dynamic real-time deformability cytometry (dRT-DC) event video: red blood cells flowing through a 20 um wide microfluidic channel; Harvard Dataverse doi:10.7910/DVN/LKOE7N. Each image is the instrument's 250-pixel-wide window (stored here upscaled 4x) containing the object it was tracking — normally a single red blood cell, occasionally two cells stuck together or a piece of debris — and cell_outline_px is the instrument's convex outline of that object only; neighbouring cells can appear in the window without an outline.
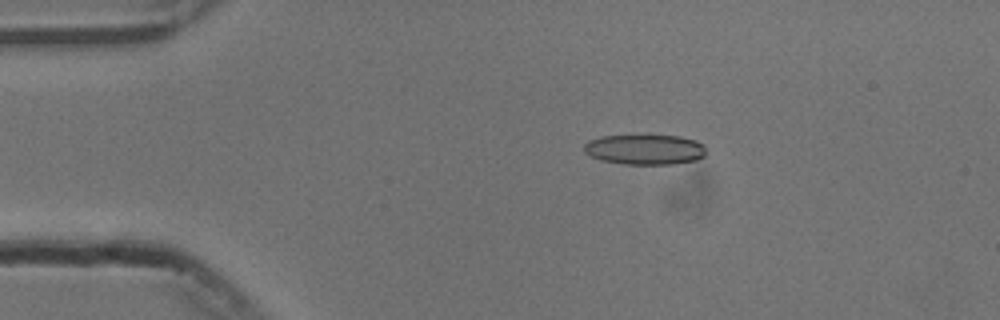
{"species": "common noctule bat (a hibernating species)", "species_latin": "Nyctalus noctula", "temperature_condition": "cold", "stored_images_in_passage": 48, "camera_frame_rate_fps": 3000, "um_per_image_px": 0.085, "animal": {"sex": "male", "body_mass_g": 13.3}, "frame": {"image": 1, "passage_image": 4, "time_ms": 1.0, "image_size_px": [1000, 320], "cell_outline_px": [[704, 156], [696, 160], [672, 164], [624, 164], [600, 160], [584, 152], [584, 144], [588, 140], [600, 136], [680, 136], [696, 140], [704, 144]], "centroid_in_image_um": [54.8, 12.71], "position_along_channel_um": 30.2, "area_um2": 21.39}}
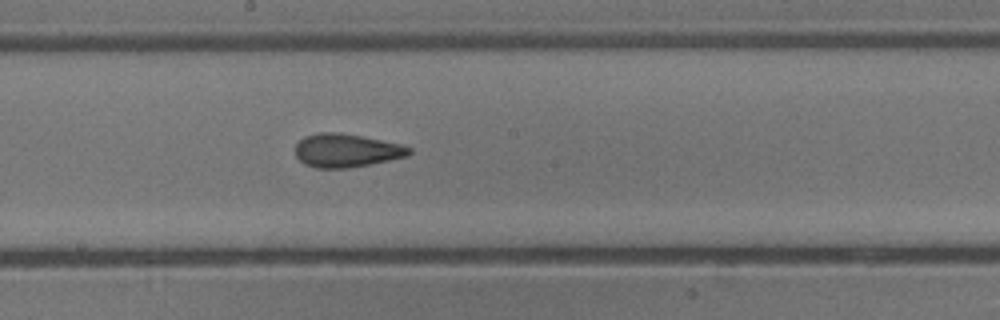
{"frame": {"image": 2, "passage_image": 23, "time_ms": 7.333, "image_size_px": [1000, 320], "cell_outline_px": [[412, 152], [408, 156], [348, 168], [316, 168], [304, 164], [296, 156], [296, 144], [304, 136], [320, 132], [340, 132], [400, 144], [412, 148]], "centroid_in_image_um": [29.42, 12.79], "position_along_channel_um": 218.8, "area_um2": 22.02}}
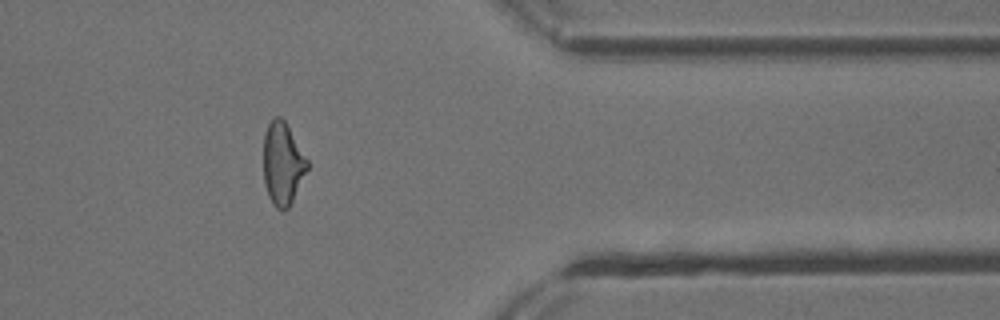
{"frame": {"image": 3, "passage_image": 38, "time_ms": 12.333, "image_size_px": [1000, 320], "cell_outline_px": [[308, 168], [288, 208], [284, 212], [276, 208], [272, 204], [268, 196], [264, 184], [264, 132], [268, 124], [276, 116], [280, 116], [284, 120], [308, 160]], "centroid_in_image_um": [24.01, 13.93], "position_along_channel_um": 387.4, "area_um2": 20.92}, "authors_computed_cell_mechanics": {"area_um2": 21.964, "velocity_mm_per_s": 3.7536, "shape_relaxation_time_tau1_ms": 7.1921, "shape_relaxation_time_tau2_ms": 1.9745, "deformation_change_tau1": 0.1742, "deformation_change_tau2": 0.1022}}